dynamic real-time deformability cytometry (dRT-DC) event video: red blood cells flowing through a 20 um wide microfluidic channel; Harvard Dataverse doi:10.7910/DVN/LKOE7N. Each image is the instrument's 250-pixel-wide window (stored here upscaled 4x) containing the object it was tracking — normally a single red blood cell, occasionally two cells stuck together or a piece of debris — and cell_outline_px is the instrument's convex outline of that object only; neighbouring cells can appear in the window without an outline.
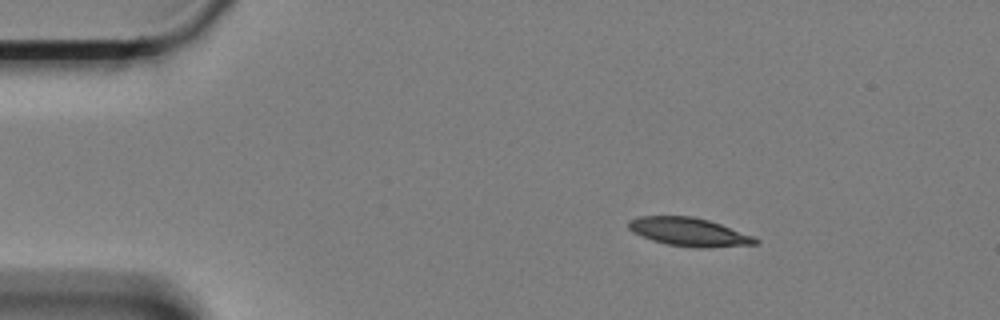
{"species": "Egyptian fruit bat (a non-hibernating species)", "species_latin": "Rousettus aegyptiacus", "temperature_condition": "cold", "stored_images_in_passage": 13, "camera_frame_rate_fps": 3000, "um_per_image_px": 0.085, "animal": {"sex": "female"}, "frame": {"image": 1, "passage_image": 1, "time_ms": 0.0, "image_size_px": [1000, 320], "cell_outline_px": [[760, 240], [756, 244], [704, 248], [696, 248], [668, 244], [652, 240], [640, 236], [632, 232], [628, 228], [628, 220], [640, 216], [692, 216], [708, 220], [720, 224], [752, 236]], "centroid_in_image_um": [58.52, 19.71], "position_along_channel_um": 26.5, "area_um2": 20.87}}
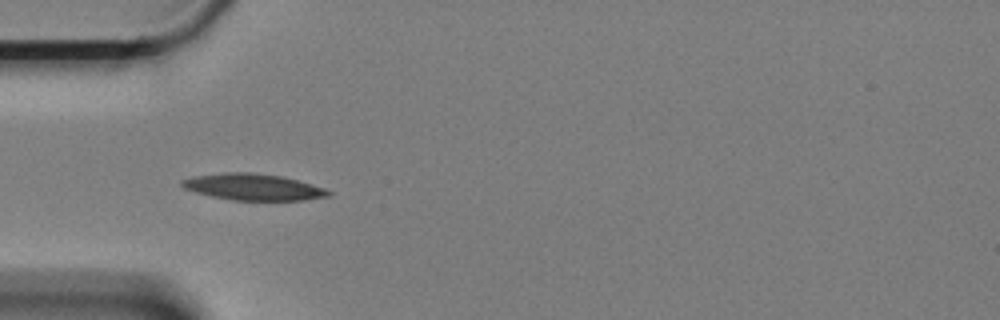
{"frame": {"image": 2, "passage_image": 10, "time_ms": 3.0, "image_size_px": [1000, 320], "cell_outline_px": [[332, 192], [328, 196], [304, 200], [232, 200], [212, 196], [196, 192], [184, 188], [180, 184], [180, 180], [192, 176], [224, 172], [252, 172], [280, 176], [312, 184], [324, 188]], "centroid_in_image_um": [21.48, 15.89], "position_along_channel_um": 63.5, "area_um2": 22.48}}